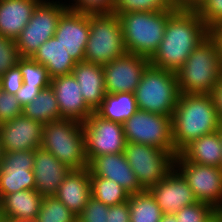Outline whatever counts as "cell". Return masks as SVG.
<instances>
[{
    "label": "cell",
    "mask_w": 222,
    "mask_h": 222,
    "mask_svg": "<svg viewBox=\"0 0 222 222\" xmlns=\"http://www.w3.org/2000/svg\"><path fill=\"white\" fill-rule=\"evenodd\" d=\"M210 33L195 10L178 9L168 19L163 39L149 62L155 67L176 72Z\"/></svg>",
    "instance_id": "6da1fadb"
},
{
    "label": "cell",
    "mask_w": 222,
    "mask_h": 222,
    "mask_svg": "<svg viewBox=\"0 0 222 222\" xmlns=\"http://www.w3.org/2000/svg\"><path fill=\"white\" fill-rule=\"evenodd\" d=\"M211 94H180L172 114L175 157L192 141L219 130Z\"/></svg>",
    "instance_id": "7a4b0ae2"
},
{
    "label": "cell",
    "mask_w": 222,
    "mask_h": 222,
    "mask_svg": "<svg viewBox=\"0 0 222 222\" xmlns=\"http://www.w3.org/2000/svg\"><path fill=\"white\" fill-rule=\"evenodd\" d=\"M175 73L181 94H211L222 76L217 31L200 42Z\"/></svg>",
    "instance_id": "3957f363"
},
{
    "label": "cell",
    "mask_w": 222,
    "mask_h": 222,
    "mask_svg": "<svg viewBox=\"0 0 222 222\" xmlns=\"http://www.w3.org/2000/svg\"><path fill=\"white\" fill-rule=\"evenodd\" d=\"M177 10L114 13L122 26L127 53L150 59L163 39L168 19Z\"/></svg>",
    "instance_id": "277c9868"
},
{
    "label": "cell",
    "mask_w": 222,
    "mask_h": 222,
    "mask_svg": "<svg viewBox=\"0 0 222 222\" xmlns=\"http://www.w3.org/2000/svg\"><path fill=\"white\" fill-rule=\"evenodd\" d=\"M41 148L72 170L88 168L82 122L61 118L43 125Z\"/></svg>",
    "instance_id": "5b68a950"
},
{
    "label": "cell",
    "mask_w": 222,
    "mask_h": 222,
    "mask_svg": "<svg viewBox=\"0 0 222 222\" xmlns=\"http://www.w3.org/2000/svg\"><path fill=\"white\" fill-rule=\"evenodd\" d=\"M134 94L138 109L172 115L181 93L175 72L149 64Z\"/></svg>",
    "instance_id": "8992f818"
},
{
    "label": "cell",
    "mask_w": 222,
    "mask_h": 222,
    "mask_svg": "<svg viewBox=\"0 0 222 222\" xmlns=\"http://www.w3.org/2000/svg\"><path fill=\"white\" fill-rule=\"evenodd\" d=\"M89 27L84 61L105 65L127 53L117 14L89 15Z\"/></svg>",
    "instance_id": "52a82bcc"
},
{
    "label": "cell",
    "mask_w": 222,
    "mask_h": 222,
    "mask_svg": "<svg viewBox=\"0 0 222 222\" xmlns=\"http://www.w3.org/2000/svg\"><path fill=\"white\" fill-rule=\"evenodd\" d=\"M67 4L62 0H41L37 4L28 24L15 40L20 57H32L40 45L54 36L59 18L68 9Z\"/></svg>",
    "instance_id": "ba28073f"
},
{
    "label": "cell",
    "mask_w": 222,
    "mask_h": 222,
    "mask_svg": "<svg viewBox=\"0 0 222 222\" xmlns=\"http://www.w3.org/2000/svg\"><path fill=\"white\" fill-rule=\"evenodd\" d=\"M123 126L127 142L154 146L175 156L172 115L138 109Z\"/></svg>",
    "instance_id": "9c48e42d"
},
{
    "label": "cell",
    "mask_w": 222,
    "mask_h": 222,
    "mask_svg": "<svg viewBox=\"0 0 222 222\" xmlns=\"http://www.w3.org/2000/svg\"><path fill=\"white\" fill-rule=\"evenodd\" d=\"M124 154L143 190L155 186L174 168L175 156L154 146L127 142Z\"/></svg>",
    "instance_id": "30bf717a"
},
{
    "label": "cell",
    "mask_w": 222,
    "mask_h": 222,
    "mask_svg": "<svg viewBox=\"0 0 222 222\" xmlns=\"http://www.w3.org/2000/svg\"><path fill=\"white\" fill-rule=\"evenodd\" d=\"M174 167L186 179L197 201L222 210V169L186 161L180 154L174 159Z\"/></svg>",
    "instance_id": "8fae6325"
},
{
    "label": "cell",
    "mask_w": 222,
    "mask_h": 222,
    "mask_svg": "<svg viewBox=\"0 0 222 222\" xmlns=\"http://www.w3.org/2000/svg\"><path fill=\"white\" fill-rule=\"evenodd\" d=\"M82 125L89 163L100 155L124 152L127 141L123 124L106 120L93 112Z\"/></svg>",
    "instance_id": "7c38bea8"
},
{
    "label": "cell",
    "mask_w": 222,
    "mask_h": 222,
    "mask_svg": "<svg viewBox=\"0 0 222 222\" xmlns=\"http://www.w3.org/2000/svg\"><path fill=\"white\" fill-rule=\"evenodd\" d=\"M34 150L3 152L0 161V200L8 194L35 189Z\"/></svg>",
    "instance_id": "4fadbf2b"
},
{
    "label": "cell",
    "mask_w": 222,
    "mask_h": 222,
    "mask_svg": "<svg viewBox=\"0 0 222 222\" xmlns=\"http://www.w3.org/2000/svg\"><path fill=\"white\" fill-rule=\"evenodd\" d=\"M149 64L146 57L125 53L103 65L106 93H134Z\"/></svg>",
    "instance_id": "5bb4252c"
},
{
    "label": "cell",
    "mask_w": 222,
    "mask_h": 222,
    "mask_svg": "<svg viewBox=\"0 0 222 222\" xmlns=\"http://www.w3.org/2000/svg\"><path fill=\"white\" fill-rule=\"evenodd\" d=\"M149 191L163 214H175L198 202L186 179L175 167Z\"/></svg>",
    "instance_id": "9a60e30c"
},
{
    "label": "cell",
    "mask_w": 222,
    "mask_h": 222,
    "mask_svg": "<svg viewBox=\"0 0 222 222\" xmlns=\"http://www.w3.org/2000/svg\"><path fill=\"white\" fill-rule=\"evenodd\" d=\"M90 33L89 15L67 9L59 18L54 37L76 63L84 61Z\"/></svg>",
    "instance_id": "2e32d148"
},
{
    "label": "cell",
    "mask_w": 222,
    "mask_h": 222,
    "mask_svg": "<svg viewBox=\"0 0 222 222\" xmlns=\"http://www.w3.org/2000/svg\"><path fill=\"white\" fill-rule=\"evenodd\" d=\"M43 124L23 114L0 124L3 152L26 151L41 148Z\"/></svg>",
    "instance_id": "e0dca14e"
},
{
    "label": "cell",
    "mask_w": 222,
    "mask_h": 222,
    "mask_svg": "<svg viewBox=\"0 0 222 222\" xmlns=\"http://www.w3.org/2000/svg\"><path fill=\"white\" fill-rule=\"evenodd\" d=\"M61 118L85 122L94 112L85 102L80 86L72 74L56 76L51 79Z\"/></svg>",
    "instance_id": "ac0fdd59"
},
{
    "label": "cell",
    "mask_w": 222,
    "mask_h": 222,
    "mask_svg": "<svg viewBox=\"0 0 222 222\" xmlns=\"http://www.w3.org/2000/svg\"><path fill=\"white\" fill-rule=\"evenodd\" d=\"M88 168L90 176L110 179L122 186L129 194L143 191L124 152L97 156L89 163Z\"/></svg>",
    "instance_id": "d6986e66"
},
{
    "label": "cell",
    "mask_w": 222,
    "mask_h": 222,
    "mask_svg": "<svg viewBox=\"0 0 222 222\" xmlns=\"http://www.w3.org/2000/svg\"><path fill=\"white\" fill-rule=\"evenodd\" d=\"M71 170L50 152L42 148L34 150L33 174L35 177V190L40 195H54Z\"/></svg>",
    "instance_id": "ffe728a7"
},
{
    "label": "cell",
    "mask_w": 222,
    "mask_h": 222,
    "mask_svg": "<svg viewBox=\"0 0 222 222\" xmlns=\"http://www.w3.org/2000/svg\"><path fill=\"white\" fill-rule=\"evenodd\" d=\"M54 196L78 216L91 197L89 168L71 170L59 185Z\"/></svg>",
    "instance_id": "44dd1931"
},
{
    "label": "cell",
    "mask_w": 222,
    "mask_h": 222,
    "mask_svg": "<svg viewBox=\"0 0 222 222\" xmlns=\"http://www.w3.org/2000/svg\"><path fill=\"white\" fill-rule=\"evenodd\" d=\"M72 75L80 86L86 104L95 112L106 95L103 65L81 61L76 63Z\"/></svg>",
    "instance_id": "7402d4cb"
},
{
    "label": "cell",
    "mask_w": 222,
    "mask_h": 222,
    "mask_svg": "<svg viewBox=\"0 0 222 222\" xmlns=\"http://www.w3.org/2000/svg\"><path fill=\"white\" fill-rule=\"evenodd\" d=\"M41 0H0V35L16 40Z\"/></svg>",
    "instance_id": "603a6c76"
},
{
    "label": "cell",
    "mask_w": 222,
    "mask_h": 222,
    "mask_svg": "<svg viewBox=\"0 0 222 222\" xmlns=\"http://www.w3.org/2000/svg\"><path fill=\"white\" fill-rule=\"evenodd\" d=\"M31 58L47 69L51 79L56 76L72 74L76 65L66 48L54 36L40 45Z\"/></svg>",
    "instance_id": "cb8c5ba5"
},
{
    "label": "cell",
    "mask_w": 222,
    "mask_h": 222,
    "mask_svg": "<svg viewBox=\"0 0 222 222\" xmlns=\"http://www.w3.org/2000/svg\"><path fill=\"white\" fill-rule=\"evenodd\" d=\"M179 154L188 162L220 167L222 163L220 130L192 141Z\"/></svg>",
    "instance_id": "d4e9b609"
},
{
    "label": "cell",
    "mask_w": 222,
    "mask_h": 222,
    "mask_svg": "<svg viewBox=\"0 0 222 222\" xmlns=\"http://www.w3.org/2000/svg\"><path fill=\"white\" fill-rule=\"evenodd\" d=\"M44 196L34 190H22L5 195L0 200V218L35 220Z\"/></svg>",
    "instance_id": "484cf974"
},
{
    "label": "cell",
    "mask_w": 222,
    "mask_h": 222,
    "mask_svg": "<svg viewBox=\"0 0 222 222\" xmlns=\"http://www.w3.org/2000/svg\"><path fill=\"white\" fill-rule=\"evenodd\" d=\"M138 110L134 93L119 92L105 95L101 106L95 111L106 120L123 124Z\"/></svg>",
    "instance_id": "4316f807"
},
{
    "label": "cell",
    "mask_w": 222,
    "mask_h": 222,
    "mask_svg": "<svg viewBox=\"0 0 222 222\" xmlns=\"http://www.w3.org/2000/svg\"><path fill=\"white\" fill-rule=\"evenodd\" d=\"M22 114L32 120L41 122L43 125L61 119L57 99L51 86L40 90L38 96L23 107Z\"/></svg>",
    "instance_id": "83f0119b"
},
{
    "label": "cell",
    "mask_w": 222,
    "mask_h": 222,
    "mask_svg": "<svg viewBox=\"0 0 222 222\" xmlns=\"http://www.w3.org/2000/svg\"><path fill=\"white\" fill-rule=\"evenodd\" d=\"M130 222H160L161 208L149 190L129 194Z\"/></svg>",
    "instance_id": "f1b7e54d"
},
{
    "label": "cell",
    "mask_w": 222,
    "mask_h": 222,
    "mask_svg": "<svg viewBox=\"0 0 222 222\" xmlns=\"http://www.w3.org/2000/svg\"><path fill=\"white\" fill-rule=\"evenodd\" d=\"M91 197L106 206L124 203L129 199V193L116 182L99 176H90Z\"/></svg>",
    "instance_id": "f546056e"
},
{
    "label": "cell",
    "mask_w": 222,
    "mask_h": 222,
    "mask_svg": "<svg viewBox=\"0 0 222 222\" xmlns=\"http://www.w3.org/2000/svg\"><path fill=\"white\" fill-rule=\"evenodd\" d=\"M77 216L54 195L44 196L36 222H77Z\"/></svg>",
    "instance_id": "4dcf8cb0"
},
{
    "label": "cell",
    "mask_w": 222,
    "mask_h": 222,
    "mask_svg": "<svg viewBox=\"0 0 222 222\" xmlns=\"http://www.w3.org/2000/svg\"><path fill=\"white\" fill-rule=\"evenodd\" d=\"M178 9L176 0H115L113 13Z\"/></svg>",
    "instance_id": "1f68e13d"
},
{
    "label": "cell",
    "mask_w": 222,
    "mask_h": 222,
    "mask_svg": "<svg viewBox=\"0 0 222 222\" xmlns=\"http://www.w3.org/2000/svg\"><path fill=\"white\" fill-rule=\"evenodd\" d=\"M17 66L20 68L23 84H28L31 87L50 86L51 78L47 69L31 57H20Z\"/></svg>",
    "instance_id": "d6a6232c"
},
{
    "label": "cell",
    "mask_w": 222,
    "mask_h": 222,
    "mask_svg": "<svg viewBox=\"0 0 222 222\" xmlns=\"http://www.w3.org/2000/svg\"><path fill=\"white\" fill-rule=\"evenodd\" d=\"M195 11L211 32L222 30V0H203Z\"/></svg>",
    "instance_id": "836d02e7"
},
{
    "label": "cell",
    "mask_w": 222,
    "mask_h": 222,
    "mask_svg": "<svg viewBox=\"0 0 222 222\" xmlns=\"http://www.w3.org/2000/svg\"><path fill=\"white\" fill-rule=\"evenodd\" d=\"M216 211L211 205L198 201L181 208L175 213V216L177 222H207Z\"/></svg>",
    "instance_id": "e575fe53"
},
{
    "label": "cell",
    "mask_w": 222,
    "mask_h": 222,
    "mask_svg": "<svg viewBox=\"0 0 222 222\" xmlns=\"http://www.w3.org/2000/svg\"><path fill=\"white\" fill-rule=\"evenodd\" d=\"M68 9L88 15L113 13L115 0H72Z\"/></svg>",
    "instance_id": "d590c367"
},
{
    "label": "cell",
    "mask_w": 222,
    "mask_h": 222,
    "mask_svg": "<svg viewBox=\"0 0 222 222\" xmlns=\"http://www.w3.org/2000/svg\"><path fill=\"white\" fill-rule=\"evenodd\" d=\"M19 58L15 40L0 35V77L16 66Z\"/></svg>",
    "instance_id": "8d00e7d4"
},
{
    "label": "cell",
    "mask_w": 222,
    "mask_h": 222,
    "mask_svg": "<svg viewBox=\"0 0 222 222\" xmlns=\"http://www.w3.org/2000/svg\"><path fill=\"white\" fill-rule=\"evenodd\" d=\"M109 207L90 197L83 211L76 217L77 222H107Z\"/></svg>",
    "instance_id": "74e56055"
},
{
    "label": "cell",
    "mask_w": 222,
    "mask_h": 222,
    "mask_svg": "<svg viewBox=\"0 0 222 222\" xmlns=\"http://www.w3.org/2000/svg\"><path fill=\"white\" fill-rule=\"evenodd\" d=\"M23 107L16 96L0 89V124L22 115Z\"/></svg>",
    "instance_id": "f35d334b"
},
{
    "label": "cell",
    "mask_w": 222,
    "mask_h": 222,
    "mask_svg": "<svg viewBox=\"0 0 222 222\" xmlns=\"http://www.w3.org/2000/svg\"><path fill=\"white\" fill-rule=\"evenodd\" d=\"M23 84L20 68L16 65L0 77V89L15 95Z\"/></svg>",
    "instance_id": "ab89813d"
},
{
    "label": "cell",
    "mask_w": 222,
    "mask_h": 222,
    "mask_svg": "<svg viewBox=\"0 0 222 222\" xmlns=\"http://www.w3.org/2000/svg\"><path fill=\"white\" fill-rule=\"evenodd\" d=\"M107 222H130V209L128 201L110 206L108 209Z\"/></svg>",
    "instance_id": "60d3db41"
},
{
    "label": "cell",
    "mask_w": 222,
    "mask_h": 222,
    "mask_svg": "<svg viewBox=\"0 0 222 222\" xmlns=\"http://www.w3.org/2000/svg\"><path fill=\"white\" fill-rule=\"evenodd\" d=\"M47 87H31L28 84H22L21 88L16 92L15 96L22 107L32 102L37 96L40 90Z\"/></svg>",
    "instance_id": "b9f144b4"
},
{
    "label": "cell",
    "mask_w": 222,
    "mask_h": 222,
    "mask_svg": "<svg viewBox=\"0 0 222 222\" xmlns=\"http://www.w3.org/2000/svg\"><path fill=\"white\" fill-rule=\"evenodd\" d=\"M211 95L214 100L215 109L217 111L218 118L222 123V76L219 79L218 83L215 85V88L213 89Z\"/></svg>",
    "instance_id": "7bdbcfd3"
},
{
    "label": "cell",
    "mask_w": 222,
    "mask_h": 222,
    "mask_svg": "<svg viewBox=\"0 0 222 222\" xmlns=\"http://www.w3.org/2000/svg\"><path fill=\"white\" fill-rule=\"evenodd\" d=\"M203 0H176L178 9H191L195 10Z\"/></svg>",
    "instance_id": "ee69618b"
},
{
    "label": "cell",
    "mask_w": 222,
    "mask_h": 222,
    "mask_svg": "<svg viewBox=\"0 0 222 222\" xmlns=\"http://www.w3.org/2000/svg\"><path fill=\"white\" fill-rule=\"evenodd\" d=\"M3 222H36L33 219L27 218H0Z\"/></svg>",
    "instance_id": "f6af8a7d"
},
{
    "label": "cell",
    "mask_w": 222,
    "mask_h": 222,
    "mask_svg": "<svg viewBox=\"0 0 222 222\" xmlns=\"http://www.w3.org/2000/svg\"><path fill=\"white\" fill-rule=\"evenodd\" d=\"M160 222H177L175 214H163Z\"/></svg>",
    "instance_id": "bcb514c9"
},
{
    "label": "cell",
    "mask_w": 222,
    "mask_h": 222,
    "mask_svg": "<svg viewBox=\"0 0 222 222\" xmlns=\"http://www.w3.org/2000/svg\"><path fill=\"white\" fill-rule=\"evenodd\" d=\"M217 38L220 42V49H221V61H222V30L217 31Z\"/></svg>",
    "instance_id": "7dc6e473"
},
{
    "label": "cell",
    "mask_w": 222,
    "mask_h": 222,
    "mask_svg": "<svg viewBox=\"0 0 222 222\" xmlns=\"http://www.w3.org/2000/svg\"><path fill=\"white\" fill-rule=\"evenodd\" d=\"M216 222H222V210L216 211Z\"/></svg>",
    "instance_id": "c3c4849f"
},
{
    "label": "cell",
    "mask_w": 222,
    "mask_h": 222,
    "mask_svg": "<svg viewBox=\"0 0 222 222\" xmlns=\"http://www.w3.org/2000/svg\"><path fill=\"white\" fill-rule=\"evenodd\" d=\"M207 222H216V213Z\"/></svg>",
    "instance_id": "681fc988"
},
{
    "label": "cell",
    "mask_w": 222,
    "mask_h": 222,
    "mask_svg": "<svg viewBox=\"0 0 222 222\" xmlns=\"http://www.w3.org/2000/svg\"><path fill=\"white\" fill-rule=\"evenodd\" d=\"M2 157H3V149H2V144L0 141V161L2 160Z\"/></svg>",
    "instance_id": "f907efd6"
},
{
    "label": "cell",
    "mask_w": 222,
    "mask_h": 222,
    "mask_svg": "<svg viewBox=\"0 0 222 222\" xmlns=\"http://www.w3.org/2000/svg\"><path fill=\"white\" fill-rule=\"evenodd\" d=\"M219 130H220L221 141H222V124H221V126H220ZM220 168L222 169V163H221V165H220Z\"/></svg>",
    "instance_id": "816d5d0a"
}]
</instances>
